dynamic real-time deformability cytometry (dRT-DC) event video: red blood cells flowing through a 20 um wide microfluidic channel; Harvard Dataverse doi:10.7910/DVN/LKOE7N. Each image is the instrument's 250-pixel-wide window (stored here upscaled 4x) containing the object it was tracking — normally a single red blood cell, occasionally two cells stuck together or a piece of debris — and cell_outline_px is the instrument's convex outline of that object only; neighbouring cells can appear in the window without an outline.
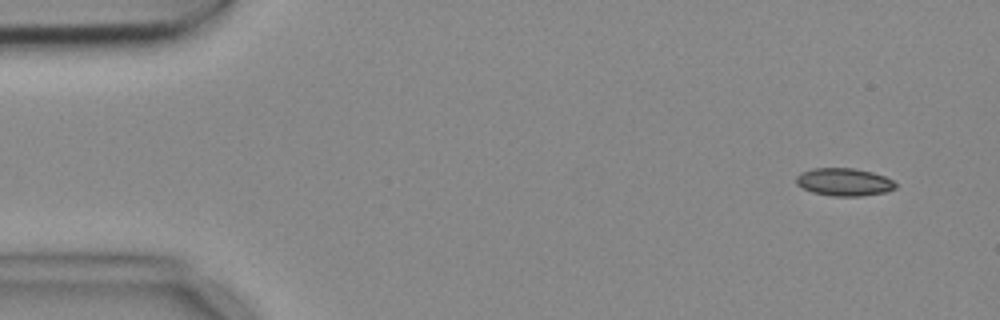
{"species": "common noctule bat (a hibernating species)", "species_latin": "Nyctalus noctula", "temperature_condition": "cold", "stored_images_in_passage": 5, "camera_frame_rate_fps": 3000, "um_per_image_px": 0.085, "animal": {"sex": "female", "body_mass_g": 18.4}, "frame": {"image": 1, "passage_image": 1, "time_ms": 0.0, "image_size_px": [1000, 320], "cell_outline_px": [[896, 188], [888, 192], [860, 196], [832, 196], [812, 192], [796, 184], [796, 176], [800, 172], [812, 168], [856, 168], [872, 172], [884, 176], [892, 180], [896, 184]], "centroid_in_image_um": [71.75, 15.47], "position_along_channel_um": 13.3, "area_um2": 16.18}}
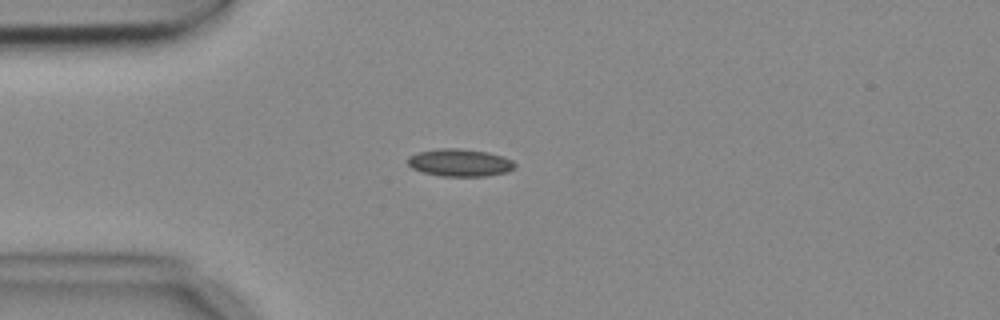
{"frame": {"image": 2, "passage_image": 3, "time_ms": 0.667, "image_size_px": [1000, 320], "cell_outline_px": [[516, 168], [508, 172], [484, 176], [444, 176], [424, 172], [412, 168], [408, 164], [408, 156], [416, 152], [440, 148], [464, 148], [488, 152], [504, 156], [512, 160], [516, 164]], "centroid_in_image_um": [39.12, 13.81], "position_along_channel_um": 45.9, "area_um2": 17.34}}